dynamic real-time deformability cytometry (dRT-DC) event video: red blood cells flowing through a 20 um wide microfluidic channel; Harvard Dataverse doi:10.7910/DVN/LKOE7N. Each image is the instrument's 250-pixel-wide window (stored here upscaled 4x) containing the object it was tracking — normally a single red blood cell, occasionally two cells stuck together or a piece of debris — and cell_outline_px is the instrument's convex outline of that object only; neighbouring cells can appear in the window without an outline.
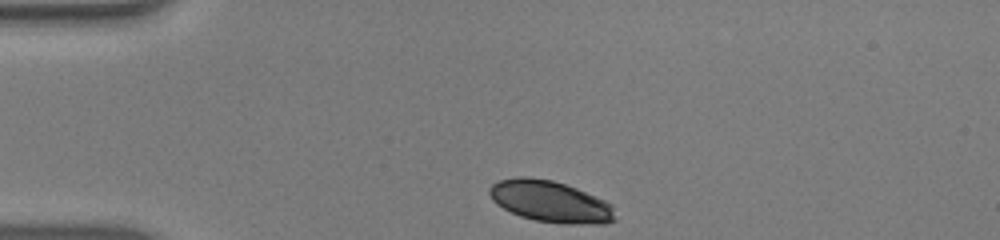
{"species": "human", "species_latin": "Homo sapiens", "temperature_condition": "warm", "stored_images_in_passage": 34, "camera_frame_rate_fps": 3000, "um_per_image_px": 0.085, "donor": {"sex": "male"}, "frame": {"image": 1, "passage_image": 1, "time_ms": 0.0, "image_size_px": [1000, 240], "cell_outline_px": [[616, 220], [604, 224], [564, 224], [536, 220], [520, 216], [496, 204], [492, 200], [488, 192], [488, 188], [492, 184], [500, 180], [516, 176], [528, 176], [552, 180], [576, 188], [604, 200], [612, 204]], "centroid_in_image_um": [46.77, 17.13], "position_along_channel_um": 38.2, "area_um2": 30.46}}
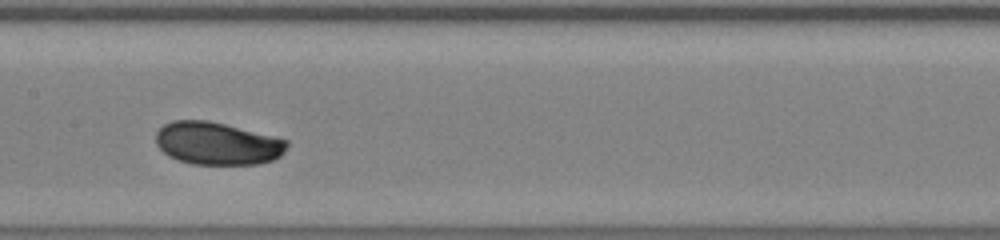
{"frame": {"image": 2, "passage_image": 16, "time_ms": 5.0, "image_size_px": [1000, 240], "cell_outline_px": [[288, 144], [284, 152], [280, 156], [272, 160], [260, 164], [192, 164], [168, 156], [156, 144], [156, 132], [164, 124], [172, 120], [208, 120], [276, 136], [288, 140]], "centroid_in_image_um": [18.48, 12.18], "position_along_channel_um": 188.9, "area_um2": 32.71}}
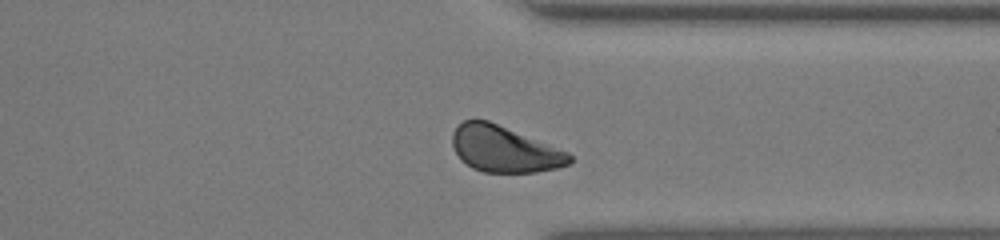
{"frame": {"image": 3, "passage_image": 30, "time_ms": 9.667, "image_size_px": [1000, 240], "cell_outline_px": [[572, 164], [556, 168], [536, 172], [484, 172], [472, 168], [460, 160], [452, 144], [452, 132], [464, 120], [488, 120], [568, 152], [572, 156]], "centroid_in_image_um": [42.86, 12.69], "position_along_channel_um": 368.5, "area_um2": 31.33}, "authors_computed_cell_mechanics": {"area_um2": 32.0212, "velocity_mm_per_s": 3.861, "shape_relaxation_time_tau1_ms": 2.0264, "shape_relaxation_time_tau2_ms": null, "deformation_change_tau1": 0.086, "deformation_change_tau2": null}}